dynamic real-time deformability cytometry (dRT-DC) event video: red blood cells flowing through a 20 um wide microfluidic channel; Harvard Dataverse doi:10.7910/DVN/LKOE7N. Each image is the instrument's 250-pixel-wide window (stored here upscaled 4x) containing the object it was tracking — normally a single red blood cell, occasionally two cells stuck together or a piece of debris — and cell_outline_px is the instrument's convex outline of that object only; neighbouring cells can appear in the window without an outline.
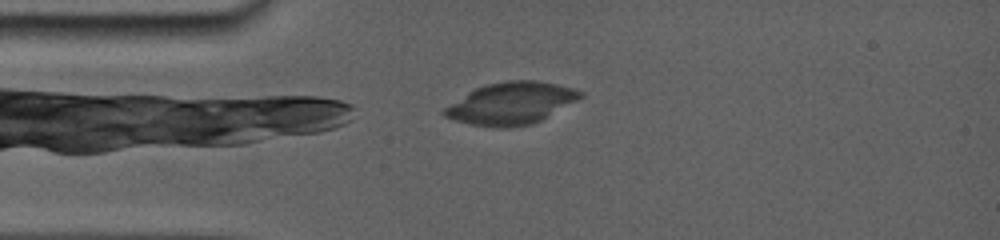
{"species": "common noctule bat (a hibernating species)", "species_latin": "Nyctalus noctula", "temperature_condition": "room temperature", "stored_images_in_passage": 3, "camera_frame_rate_fps": 5000, "um_per_image_px": 0.085, "animal": {"sex": "female", "body_mass_g": 19.0, "forearm_length_mm": 56.7}, "frame": {"image": 1, "passage_image": 1, "time_ms": 0.0, "image_size_px": [1000, 240], "cell_outline_px": [[584, 96], [540, 120], [528, 124], [472, 124], [456, 120], [444, 116], [440, 112], [444, 108], [468, 92], [476, 88], [488, 84], [508, 80], [536, 80], [556, 84], [572, 88], [584, 92]], "centroid_in_image_um": [43.46, 8.72], "position_along_channel_um": 41.5, "area_um2": 31.91}}
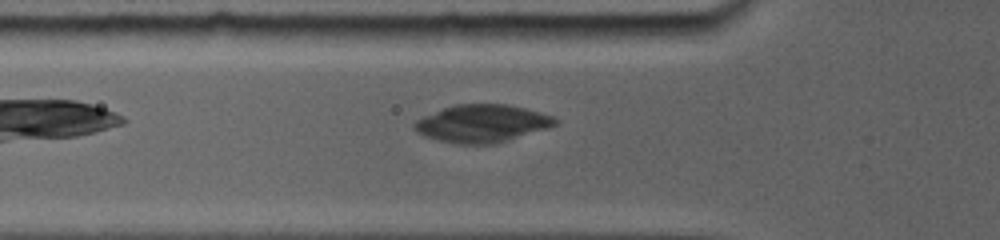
{"frame": {"image": 2, "passage_image": 3, "time_ms": 1.6, "image_size_px": [1000, 240], "cell_outline_px": [[556, 124], [544, 128], [504, 140], [488, 144], [464, 144], [440, 140], [428, 136], [420, 132], [416, 128], [416, 120], [424, 116], [444, 108], [456, 104], [508, 104], [524, 108], [552, 116], [556, 120]], "centroid_in_image_um": [40.96, 10.47], "position_along_channel_um": 84.8, "area_um2": 29.54}}